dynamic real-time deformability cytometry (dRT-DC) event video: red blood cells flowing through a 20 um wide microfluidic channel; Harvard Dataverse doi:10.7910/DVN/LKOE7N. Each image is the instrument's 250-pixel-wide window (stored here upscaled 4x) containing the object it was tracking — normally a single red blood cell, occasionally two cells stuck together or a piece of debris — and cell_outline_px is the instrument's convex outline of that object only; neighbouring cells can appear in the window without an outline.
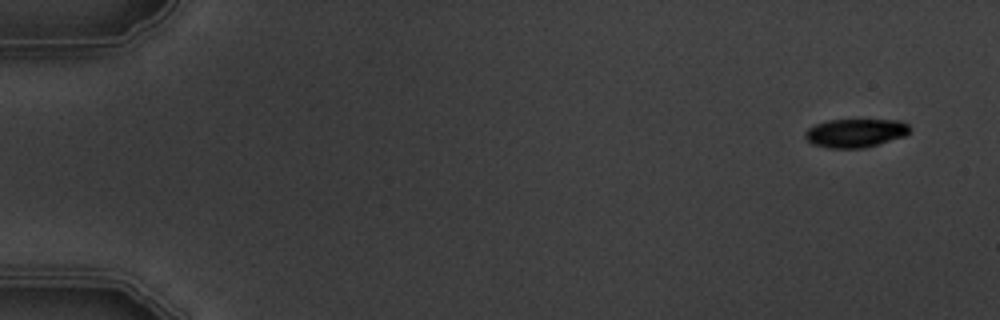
{"species": "common noctule bat (a hibernating species)", "species_latin": "Nyctalus noctula", "temperature_condition": "warm", "stored_images_in_passage": 5, "camera_frame_rate_fps": 3000, "um_per_image_px": 0.085, "animal": {"sex": "male", "body_mass_g": 19.5, "forearm_length_mm": 54.6}, "frame": {"image": 1, "passage_image": 1, "time_ms": 0.0, "image_size_px": [1000, 320], "cell_outline_px": [[912, 128], [904, 136], [864, 148], [828, 148], [812, 144], [804, 136], [804, 132], [808, 128], [816, 124], [828, 120], [900, 120], [908, 124]], "centroid_in_image_um": [72.7, 11.3], "position_along_channel_um": 12.3, "area_um2": 17.4}}
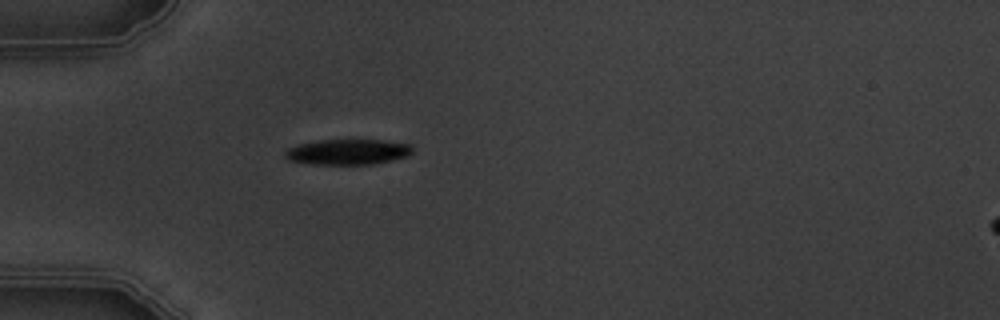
{"frame": {"image": 2, "passage_image": 5, "time_ms": 4.667, "image_size_px": [1000, 320], "cell_outline_px": [[412, 152], [408, 156], [392, 160], [372, 164], [312, 164], [288, 160], [284, 156], [284, 152], [288, 148], [300, 144], [320, 140], [380, 140], [408, 144], [412, 148]], "centroid_in_image_um": [29.54, 12.92], "position_along_channel_um": 55.5, "area_um2": 18.73}}